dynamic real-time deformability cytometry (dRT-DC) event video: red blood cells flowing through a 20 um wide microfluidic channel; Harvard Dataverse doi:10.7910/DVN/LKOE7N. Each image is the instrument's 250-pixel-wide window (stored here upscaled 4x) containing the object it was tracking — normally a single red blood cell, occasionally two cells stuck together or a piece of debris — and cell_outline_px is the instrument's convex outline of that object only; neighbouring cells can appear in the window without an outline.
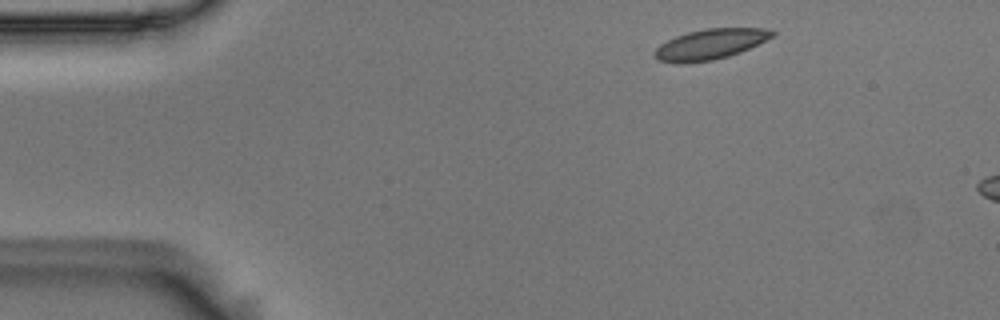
{"species": "Egyptian fruit bat (a non-hibernating species)", "species_latin": "Rousettus aegyptiacus", "temperature_condition": "room temperature", "stored_images_in_passage": 4, "camera_frame_rate_fps": 3000, "um_per_image_px": 0.085, "animal": {"sex": "male"}, "frame": {"image": 1, "passage_image": 1, "time_ms": 0.0, "image_size_px": [1000, 320], "cell_outline_px": [[776, 36], [740, 52], [728, 56], [712, 60], [684, 64], [676, 64], [656, 60], [656, 48], [660, 44], [676, 36], [688, 32], [704, 28], [764, 28], [776, 32]], "centroid_in_image_um": [60.38, 3.76], "position_along_channel_um": 24.6, "area_um2": 20.92}}